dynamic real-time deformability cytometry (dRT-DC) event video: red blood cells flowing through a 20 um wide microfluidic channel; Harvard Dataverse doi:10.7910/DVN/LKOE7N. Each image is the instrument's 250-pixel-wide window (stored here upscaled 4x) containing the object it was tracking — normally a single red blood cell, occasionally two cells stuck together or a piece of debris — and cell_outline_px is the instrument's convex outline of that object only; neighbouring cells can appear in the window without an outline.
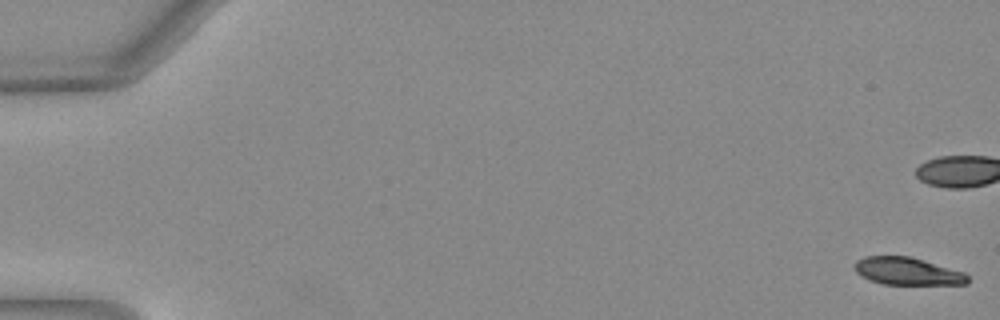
{"species": "Egyptian fruit bat (a non-hibernating species)", "species_latin": "Rousettus aegyptiacus", "temperature_condition": "warm", "stored_images_in_passage": 52, "camera_frame_rate_fps": 3000, "um_per_image_px": 0.085, "animal": {"sex": "female"}, "frame": {"image": 1, "passage_image": 1, "time_ms": 0.0, "image_size_px": [1000, 320], "cell_outline_px": [[968, 284], [884, 284], [868, 280], [860, 276], [852, 268], [856, 260], [864, 256], [908, 256], [964, 272], [968, 276]], "centroid_in_image_um": [77.06, 23.05], "position_along_channel_um": 7.9, "area_um2": 18.09}, "authors_computed_cell_mechanics": {"area_um2": 21.5594, "velocity_mm_per_s": 4.0485, "shape_relaxation_time_tau1_ms": 7.2051, "shape_relaxation_time_tau2_ms": 10.2841, "deformation_change_tau1": 0.2249, "deformation_change_tau2": 0.1302}}